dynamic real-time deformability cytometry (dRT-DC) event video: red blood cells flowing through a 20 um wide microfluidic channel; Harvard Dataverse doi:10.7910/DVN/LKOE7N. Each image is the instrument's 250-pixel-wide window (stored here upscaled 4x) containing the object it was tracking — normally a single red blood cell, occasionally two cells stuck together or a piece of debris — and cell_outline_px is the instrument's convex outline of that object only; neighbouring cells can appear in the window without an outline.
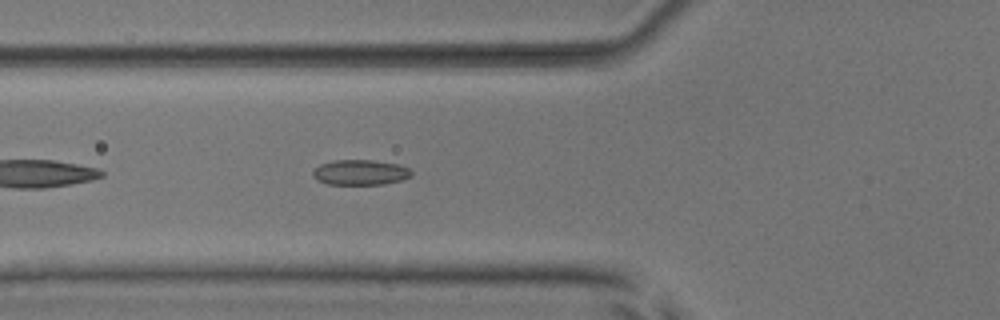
{"species": "common noctule bat (a hibernating species)", "species_latin": "Nyctalus noctula", "temperature_condition": "room temperature", "stored_images_in_passage": 38, "camera_frame_rate_fps": 3000, "um_per_image_px": 0.085, "animal": {"sex": "male", "body_mass_g": 17.9, "forearm_length_mm": 54.2}, "frame": {"image": 1, "passage_image": 5, "time_ms": 1.333, "image_size_px": [1000, 320], "cell_outline_px": [[412, 176], [404, 180], [384, 184], [328, 184], [316, 180], [312, 176], [312, 172], [320, 164], [336, 160], [372, 160], [400, 164], [408, 168], [412, 172]], "centroid_in_image_um": [30.65, 14.65], "position_along_channel_um": 95.2, "area_um2": 14.62}}
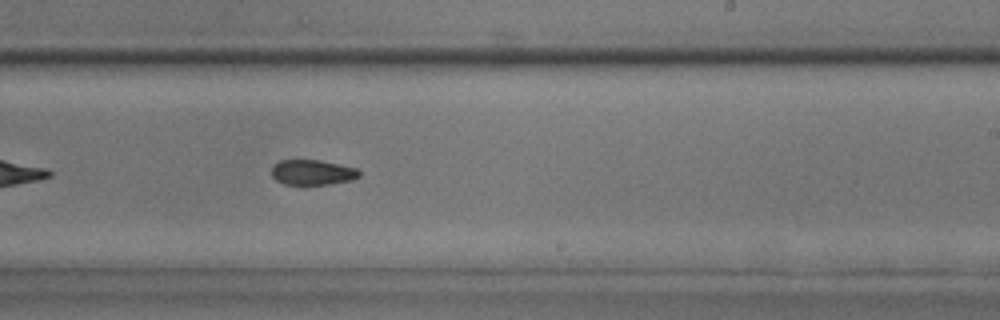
{"frame": {"image": 2, "passage_image": 18, "time_ms": 5.667, "image_size_px": [1000, 320], "cell_outline_px": [[360, 176], [352, 180], [328, 184], [284, 184], [276, 180], [272, 176], [272, 164], [280, 160], [320, 160], [356, 168], [360, 172]], "centroid_in_image_um": [26.54, 14.64], "position_along_channel_um": 262.5, "area_um2": 12.83}}
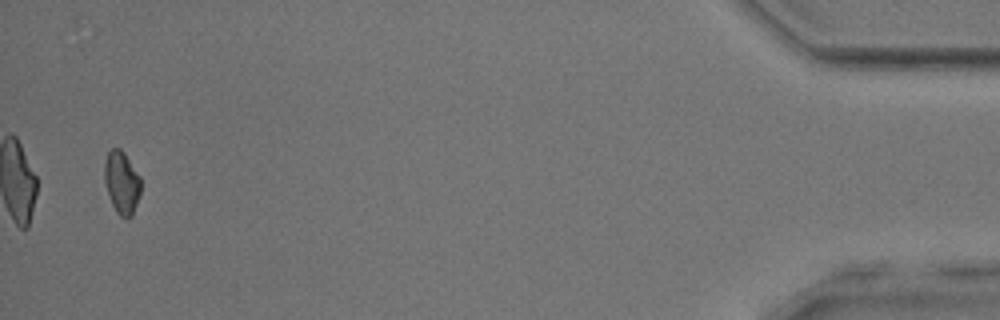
{"frame": {"image": 3, "passage_image": 37, "time_ms": 12.0, "image_size_px": [1000, 320], "cell_outline_px": [[140, 196], [132, 216], [128, 220], [120, 216], [116, 212], [108, 196], [104, 180], [104, 164], [108, 152], [112, 148], [120, 148], [124, 152], [140, 176]], "centroid_in_image_um": [10.35, 15.54], "position_along_channel_um": 424.9, "area_um2": 13.47}, "authors_computed_cell_mechanics": {"area_um2": 13.5252, "velocity_mm_per_s": 3.8703, "shape_relaxation_time_tau1_ms": null, "shape_relaxation_time_tau2_ms": 2.2437, "deformation_change_tau1": null, "deformation_change_tau2": 0.0591}}